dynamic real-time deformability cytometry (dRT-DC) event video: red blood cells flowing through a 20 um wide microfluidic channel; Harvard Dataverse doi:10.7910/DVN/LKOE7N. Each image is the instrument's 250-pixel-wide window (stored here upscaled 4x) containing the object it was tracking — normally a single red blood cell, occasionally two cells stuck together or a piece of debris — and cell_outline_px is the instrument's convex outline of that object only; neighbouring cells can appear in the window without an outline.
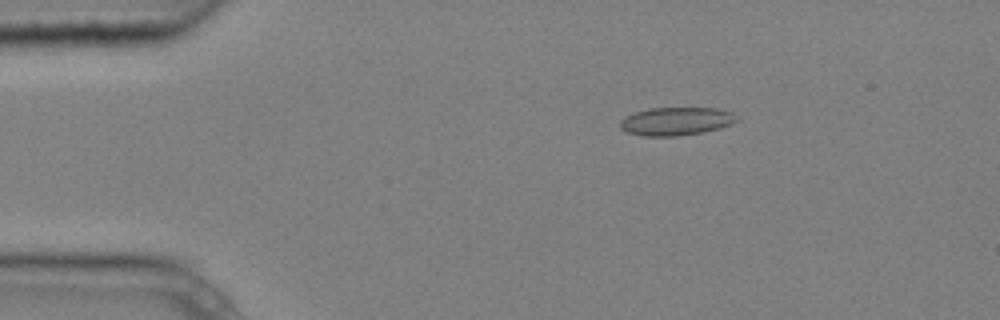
{"species": "common noctule bat (a hibernating species)", "species_latin": "Nyctalus noctula", "temperature_condition": "cold", "stored_images_in_passage": 4, "camera_frame_rate_fps": 3000, "um_per_image_px": 0.085, "animal": {"sex": "male", "body_mass_g": 20.4}, "frame": {"image": 1, "passage_image": 1, "time_ms": 0.0, "image_size_px": [1000, 320], "cell_outline_px": [[736, 120], [732, 124], [720, 128], [704, 132], [676, 136], [644, 136], [628, 132], [620, 128], [620, 120], [636, 112], [648, 108], [716, 108], [732, 112]], "centroid_in_image_um": [57.47, 10.31], "position_along_channel_um": 27.5, "area_um2": 18.96}}
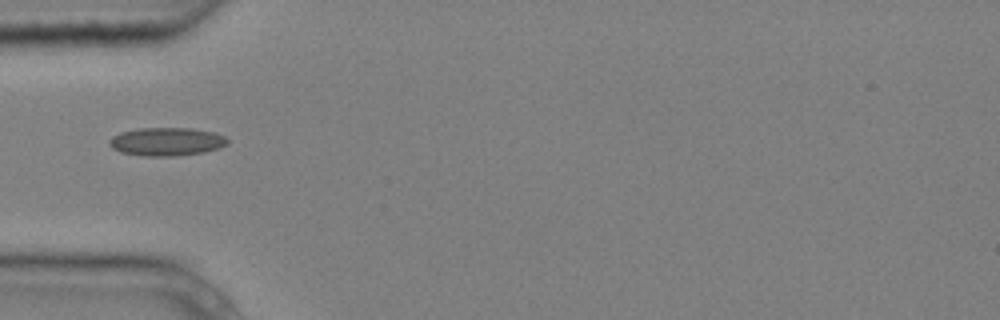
{"frame": {"image": 2, "passage_image": 3, "time_ms": 0.667, "image_size_px": [1000, 320], "cell_outline_px": [[228, 144], [204, 152], [176, 156], [144, 156], [120, 152], [112, 148], [108, 144], [108, 140], [112, 136], [120, 132], [140, 128], [192, 128], [212, 132], [224, 136], [228, 140]], "centroid_in_image_um": [14.11, 12.04], "position_along_channel_um": 70.9, "area_um2": 19.48}}
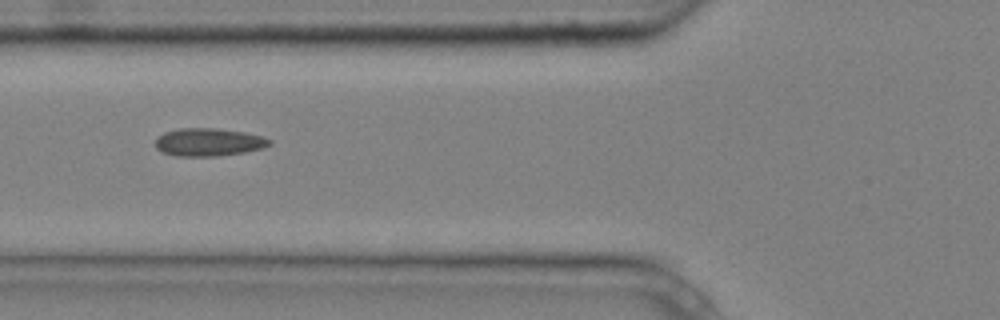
{"frame": {"image": 3, "passage_image": 4, "time_ms": 1.0, "image_size_px": [1000, 320], "cell_outline_px": [[272, 144], [260, 148], [244, 152], [220, 156], [176, 156], [160, 152], [156, 148], [156, 136], [164, 132], [180, 128], [216, 128], [244, 132], [260, 136], [272, 140]], "centroid_in_image_um": [17.68, 12.08], "position_along_channel_um": 108.1, "area_um2": 18.61}}